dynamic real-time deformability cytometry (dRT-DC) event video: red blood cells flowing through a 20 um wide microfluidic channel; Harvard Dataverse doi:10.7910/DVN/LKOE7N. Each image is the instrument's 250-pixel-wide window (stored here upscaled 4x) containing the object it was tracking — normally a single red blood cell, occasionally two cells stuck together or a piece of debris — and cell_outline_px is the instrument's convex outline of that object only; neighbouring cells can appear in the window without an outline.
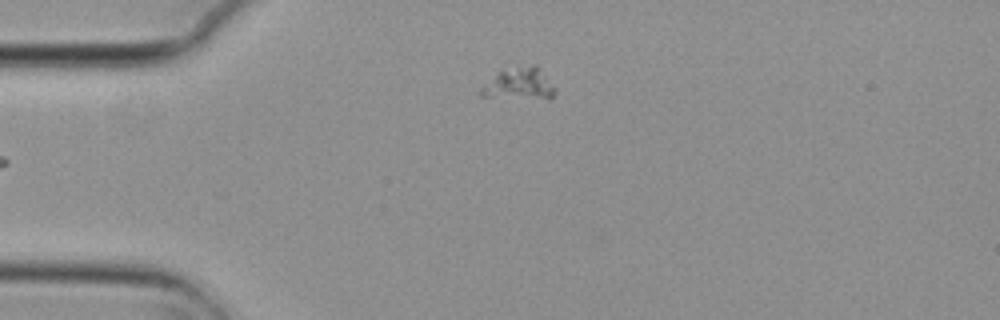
{"species": "common noctule bat (a hibernating species)", "species_latin": "Nyctalus noctula", "temperature_condition": "cold", "stored_images_in_passage": 2, "camera_frame_rate_fps": 3000, "um_per_image_px": 0.085, "animal": {"sex": "female", "body_mass_g": 29.2, "forearm_length_mm": 56.3}, "frame": {"image": 1, "passage_image": 2, "time_ms": 0.333, "image_size_px": [1000, 320], "cell_outline_px": [[556, 92], [552, 100], [548, 100], [480, 96], [480, 88], [496, 72], [532, 64], [536, 64], [540, 68], [556, 88]], "centroid_in_image_um": [44.19, 7.16], "position_along_channel_um": 40.8, "area_um2": 14.1}}